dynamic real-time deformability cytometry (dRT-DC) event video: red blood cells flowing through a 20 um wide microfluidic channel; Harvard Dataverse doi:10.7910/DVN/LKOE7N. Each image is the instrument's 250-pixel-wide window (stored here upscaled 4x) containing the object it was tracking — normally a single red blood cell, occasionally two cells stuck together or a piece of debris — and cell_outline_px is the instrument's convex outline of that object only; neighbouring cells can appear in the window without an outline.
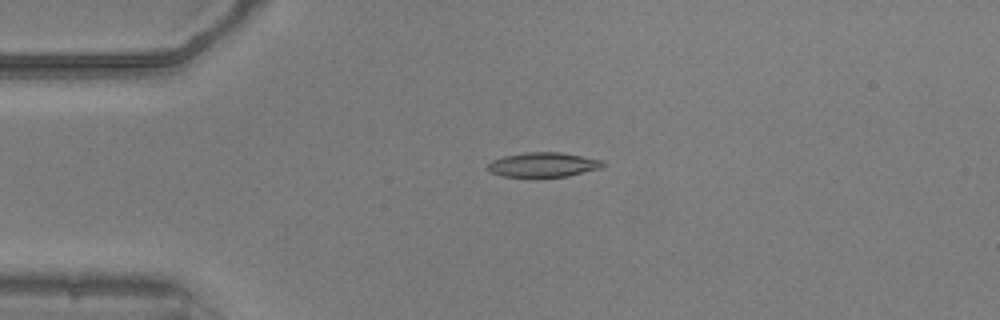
{"species": "common noctule bat (a hibernating species)", "species_latin": "Nyctalus noctula", "temperature_condition": "warm", "stored_images_in_passage": 44, "camera_frame_rate_fps": 3000, "um_per_image_px": 0.085, "animal": {"sex": "male", "body_mass_g": 20.5, "forearm_length_mm": 52.5}, "frame": {"image": 1, "passage_image": 4, "time_ms": 1.0, "image_size_px": [1000, 320], "cell_outline_px": [[604, 168], [568, 176], [536, 180], [532, 180], [504, 176], [488, 172], [488, 164], [492, 160], [504, 156], [524, 152], [560, 152], [604, 160]], "centroid_in_image_um": [46.17, 14.05], "position_along_channel_um": 38.8, "area_um2": 17.46}}
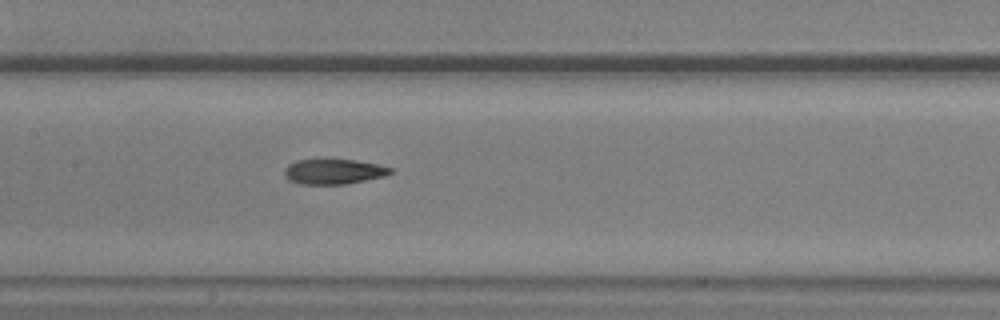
{"frame": {"image": 2, "passage_image": 17, "time_ms": 5.333, "image_size_px": [1000, 320], "cell_outline_px": [[396, 172], [384, 176], [344, 184], [300, 184], [288, 180], [284, 176], [284, 168], [288, 164], [296, 160], [324, 156], [328, 156], [356, 160], [376, 164], [392, 168]], "centroid_in_image_um": [28.31, 14.52], "position_along_channel_um": 179.1, "area_um2": 16.42}}
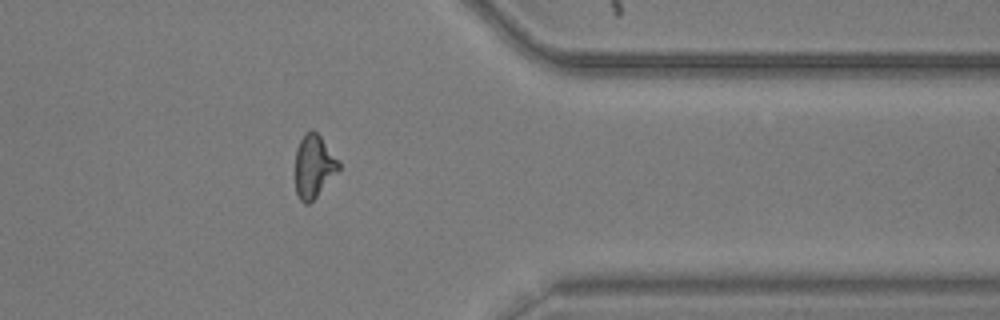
{"frame": {"image": 3, "passage_image": 34, "time_ms": 11.0, "image_size_px": [1000, 320], "cell_outline_px": [[340, 168], [316, 196], [308, 204], [304, 204], [300, 200], [296, 192], [296, 148], [304, 132], [312, 128], [320, 136], [340, 164]], "centroid_in_image_um": [26.64, 14.11], "position_along_channel_um": 384.8, "area_um2": 15.61}, "authors_computed_cell_mechanics": {"area_um2": 16.3574, "velocity_mm_per_s": 3.8668, "shape_relaxation_time_tau1_ms": null, "shape_relaxation_time_tau2_ms": 2.8154, "deformation_change_tau1": null, "deformation_change_tau2": 0.1013}}